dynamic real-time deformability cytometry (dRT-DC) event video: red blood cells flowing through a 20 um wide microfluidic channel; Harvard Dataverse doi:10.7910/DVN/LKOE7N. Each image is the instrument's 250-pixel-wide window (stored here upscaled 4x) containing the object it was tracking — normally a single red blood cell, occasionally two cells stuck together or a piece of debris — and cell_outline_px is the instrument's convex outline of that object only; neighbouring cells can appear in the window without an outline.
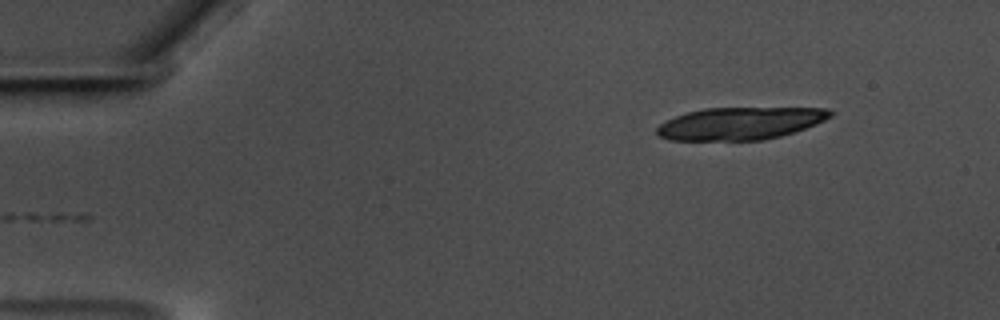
{"species": "common noctule bat (a hibernating species)", "species_latin": "Nyctalus noctula", "temperature_condition": "warm", "stored_images_in_passage": 14, "camera_frame_rate_fps": 3000, "um_per_image_px": 0.085, "animal": {"sex": "male", "body_mass_g": 17.5, "forearm_length_mm": 52.3}, "frame": {"image": 1, "passage_image": 1, "time_ms": 0.0, "image_size_px": [1000, 320], "cell_outline_px": [[832, 116], [816, 124], [780, 136], [764, 140], [668, 140], [660, 136], [656, 132], [656, 128], [660, 124], [676, 116], [688, 112], [704, 108], [828, 108], [832, 112]], "centroid_in_image_um": [62.91, 10.49], "position_along_channel_um": 22.1, "area_um2": 32.54}}